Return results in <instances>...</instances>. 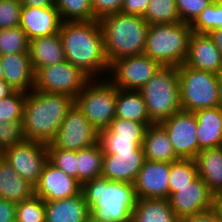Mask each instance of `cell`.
Wrapping results in <instances>:
<instances>
[{
    "label": "cell",
    "instance_id": "6da1fadb",
    "mask_svg": "<svg viewBox=\"0 0 222 222\" xmlns=\"http://www.w3.org/2000/svg\"><path fill=\"white\" fill-rule=\"evenodd\" d=\"M59 34L68 62L91 79H100V75L101 79L107 78L110 65L99 21L62 22Z\"/></svg>",
    "mask_w": 222,
    "mask_h": 222
},
{
    "label": "cell",
    "instance_id": "7a4b0ae2",
    "mask_svg": "<svg viewBox=\"0 0 222 222\" xmlns=\"http://www.w3.org/2000/svg\"><path fill=\"white\" fill-rule=\"evenodd\" d=\"M75 99L64 94L32 90L26 93L23 131L26 140L51 143Z\"/></svg>",
    "mask_w": 222,
    "mask_h": 222
},
{
    "label": "cell",
    "instance_id": "3957f363",
    "mask_svg": "<svg viewBox=\"0 0 222 222\" xmlns=\"http://www.w3.org/2000/svg\"><path fill=\"white\" fill-rule=\"evenodd\" d=\"M90 216L101 222H132L138 196L134 184L96 177L82 185Z\"/></svg>",
    "mask_w": 222,
    "mask_h": 222
},
{
    "label": "cell",
    "instance_id": "277c9868",
    "mask_svg": "<svg viewBox=\"0 0 222 222\" xmlns=\"http://www.w3.org/2000/svg\"><path fill=\"white\" fill-rule=\"evenodd\" d=\"M99 22L109 65L123 57L143 54L149 28L143 17L115 13L103 17Z\"/></svg>",
    "mask_w": 222,
    "mask_h": 222
},
{
    "label": "cell",
    "instance_id": "5b68a950",
    "mask_svg": "<svg viewBox=\"0 0 222 222\" xmlns=\"http://www.w3.org/2000/svg\"><path fill=\"white\" fill-rule=\"evenodd\" d=\"M191 33L190 24L181 21L149 25L143 54L161 66L178 67L186 60Z\"/></svg>",
    "mask_w": 222,
    "mask_h": 222
},
{
    "label": "cell",
    "instance_id": "8992f818",
    "mask_svg": "<svg viewBox=\"0 0 222 222\" xmlns=\"http://www.w3.org/2000/svg\"><path fill=\"white\" fill-rule=\"evenodd\" d=\"M139 91L153 123H162L181 111L177 67L161 66Z\"/></svg>",
    "mask_w": 222,
    "mask_h": 222
},
{
    "label": "cell",
    "instance_id": "52a82bcc",
    "mask_svg": "<svg viewBox=\"0 0 222 222\" xmlns=\"http://www.w3.org/2000/svg\"><path fill=\"white\" fill-rule=\"evenodd\" d=\"M177 69L182 111L195 112L218 107V75L194 69L186 64L179 65Z\"/></svg>",
    "mask_w": 222,
    "mask_h": 222
},
{
    "label": "cell",
    "instance_id": "ba28073f",
    "mask_svg": "<svg viewBox=\"0 0 222 222\" xmlns=\"http://www.w3.org/2000/svg\"><path fill=\"white\" fill-rule=\"evenodd\" d=\"M117 88L107 79H91L78 94L75 105L98 130L107 129L115 118Z\"/></svg>",
    "mask_w": 222,
    "mask_h": 222
},
{
    "label": "cell",
    "instance_id": "9c48e42d",
    "mask_svg": "<svg viewBox=\"0 0 222 222\" xmlns=\"http://www.w3.org/2000/svg\"><path fill=\"white\" fill-rule=\"evenodd\" d=\"M91 78L67 60L39 68L35 72L34 90L68 95L74 99Z\"/></svg>",
    "mask_w": 222,
    "mask_h": 222
},
{
    "label": "cell",
    "instance_id": "30bf717a",
    "mask_svg": "<svg viewBox=\"0 0 222 222\" xmlns=\"http://www.w3.org/2000/svg\"><path fill=\"white\" fill-rule=\"evenodd\" d=\"M160 67L145 54L123 57L110 65L107 79L118 89L139 91Z\"/></svg>",
    "mask_w": 222,
    "mask_h": 222
},
{
    "label": "cell",
    "instance_id": "8fae6325",
    "mask_svg": "<svg viewBox=\"0 0 222 222\" xmlns=\"http://www.w3.org/2000/svg\"><path fill=\"white\" fill-rule=\"evenodd\" d=\"M22 178L35 186L48 161L47 144L24 140L0 154Z\"/></svg>",
    "mask_w": 222,
    "mask_h": 222
},
{
    "label": "cell",
    "instance_id": "7c38bea8",
    "mask_svg": "<svg viewBox=\"0 0 222 222\" xmlns=\"http://www.w3.org/2000/svg\"><path fill=\"white\" fill-rule=\"evenodd\" d=\"M99 131L74 105L60 124L56 137L51 142L55 148L78 151L98 143Z\"/></svg>",
    "mask_w": 222,
    "mask_h": 222
},
{
    "label": "cell",
    "instance_id": "4fadbf2b",
    "mask_svg": "<svg viewBox=\"0 0 222 222\" xmlns=\"http://www.w3.org/2000/svg\"><path fill=\"white\" fill-rule=\"evenodd\" d=\"M160 124L166 129L176 155L183 159H195L201 149L198 146L194 112L181 110Z\"/></svg>",
    "mask_w": 222,
    "mask_h": 222
},
{
    "label": "cell",
    "instance_id": "5bb4252c",
    "mask_svg": "<svg viewBox=\"0 0 222 222\" xmlns=\"http://www.w3.org/2000/svg\"><path fill=\"white\" fill-rule=\"evenodd\" d=\"M215 195L198 176L184 187H175L168 201L176 217L182 222L187 217L214 207Z\"/></svg>",
    "mask_w": 222,
    "mask_h": 222
},
{
    "label": "cell",
    "instance_id": "9a60e30c",
    "mask_svg": "<svg viewBox=\"0 0 222 222\" xmlns=\"http://www.w3.org/2000/svg\"><path fill=\"white\" fill-rule=\"evenodd\" d=\"M81 189L82 185L78 180L64 173L49 160L34 186L35 196L44 201L70 198L79 195Z\"/></svg>",
    "mask_w": 222,
    "mask_h": 222
},
{
    "label": "cell",
    "instance_id": "2e32d148",
    "mask_svg": "<svg viewBox=\"0 0 222 222\" xmlns=\"http://www.w3.org/2000/svg\"><path fill=\"white\" fill-rule=\"evenodd\" d=\"M171 162L145 160L134 187L138 198L168 199Z\"/></svg>",
    "mask_w": 222,
    "mask_h": 222
},
{
    "label": "cell",
    "instance_id": "e0dca14e",
    "mask_svg": "<svg viewBox=\"0 0 222 222\" xmlns=\"http://www.w3.org/2000/svg\"><path fill=\"white\" fill-rule=\"evenodd\" d=\"M144 162L143 147H137L132 151L110 152L103 155L101 176L110 181L134 184Z\"/></svg>",
    "mask_w": 222,
    "mask_h": 222
},
{
    "label": "cell",
    "instance_id": "ac0fdd59",
    "mask_svg": "<svg viewBox=\"0 0 222 222\" xmlns=\"http://www.w3.org/2000/svg\"><path fill=\"white\" fill-rule=\"evenodd\" d=\"M62 20L54 6H22L19 27L29 40L59 33Z\"/></svg>",
    "mask_w": 222,
    "mask_h": 222
},
{
    "label": "cell",
    "instance_id": "d6986e66",
    "mask_svg": "<svg viewBox=\"0 0 222 222\" xmlns=\"http://www.w3.org/2000/svg\"><path fill=\"white\" fill-rule=\"evenodd\" d=\"M184 64L219 75L222 72V55L209 34L192 32Z\"/></svg>",
    "mask_w": 222,
    "mask_h": 222
},
{
    "label": "cell",
    "instance_id": "ffe728a7",
    "mask_svg": "<svg viewBox=\"0 0 222 222\" xmlns=\"http://www.w3.org/2000/svg\"><path fill=\"white\" fill-rule=\"evenodd\" d=\"M5 80L15 91L28 93L34 90L35 72L29 53L0 56Z\"/></svg>",
    "mask_w": 222,
    "mask_h": 222
},
{
    "label": "cell",
    "instance_id": "44dd1931",
    "mask_svg": "<svg viewBox=\"0 0 222 222\" xmlns=\"http://www.w3.org/2000/svg\"><path fill=\"white\" fill-rule=\"evenodd\" d=\"M28 53L34 72L39 68L66 61L59 33L31 39Z\"/></svg>",
    "mask_w": 222,
    "mask_h": 222
},
{
    "label": "cell",
    "instance_id": "7402d4cb",
    "mask_svg": "<svg viewBox=\"0 0 222 222\" xmlns=\"http://www.w3.org/2000/svg\"><path fill=\"white\" fill-rule=\"evenodd\" d=\"M89 211L81 192L70 198L45 201V222H85Z\"/></svg>",
    "mask_w": 222,
    "mask_h": 222
},
{
    "label": "cell",
    "instance_id": "603a6c76",
    "mask_svg": "<svg viewBox=\"0 0 222 222\" xmlns=\"http://www.w3.org/2000/svg\"><path fill=\"white\" fill-rule=\"evenodd\" d=\"M197 120L196 135L199 148L222 147V110L219 107L194 112Z\"/></svg>",
    "mask_w": 222,
    "mask_h": 222
},
{
    "label": "cell",
    "instance_id": "cb8c5ba5",
    "mask_svg": "<svg viewBox=\"0 0 222 222\" xmlns=\"http://www.w3.org/2000/svg\"><path fill=\"white\" fill-rule=\"evenodd\" d=\"M34 195V185L19 176L0 155V198L17 204L31 199Z\"/></svg>",
    "mask_w": 222,
    "mask_h": 222
},
{
    "label": "cell",
    "instance_id": "d4e9b609",
    "mask_svg": "<svg viewBox=\"0 0 222 222\" xmlns=\"http://www.w3.org/2000/svg\"><path fill=\"white\" fill-rule=\"evenodd\" d=\"M143 150L147 161L173 162L180 159L174 152L166 129L160 123H154L147 127Z\"/></svg>",
    "mask_w": 222,
    "mask_h": 222
},
{
    "label": "cell",
    "instance_id": "484cf974",
    "mask_svg": "<svg viewBox=\"0 0 222 222\" xmlns=\"http://www.w3.org/2000/svg\"><path fill=\"white\" fill-rule=\"evenodd\" d=\"M198 176L216 196L222 194V147L202 149L195 157Z\"/></svg>",
    "mask_w": 222,
    "mask_h": 222
},
{
    "label": "cell",
    "instance_id": "4316f807",
    "mask_svg": "<svg viewBox=\"0 0 222 222\" xmlns=\"http://www.w3.org/2000/svg\"><path fill=\"white\" fill-rule=\"evenodd\" d=\"M115 117L142 124H154L148 115L142 94L135 90L117 88Z\"/></svg>",
    "mask_w": 222,
    "mask_h": 222
},
{
    "label": "cell",
    "instance_id": "83f0119b",
    "mask_svg": "<svg viewBox=\"0 0 222 222\" xmlns=\"http://www.w3.org/2000/svg\"><path fill=\"white\" fill-rule=\"evenodd\" d=\"M132 222H181L168 199L138 198L132 214Z\"/></svg>",
    "mask_w": 222,
    "mask_h": 222
},
{
    "label": "cell",
    "instance_id": "f1b7e54d",
    "mask_svg": "<svg viewBox=\"0 0 222 222\" xmlns=\"http://www.w3.org/2000/svg\"><path fill=\"white\" fill-rule=\"evenodd\" d=\"M77 154V180L83 185L102 175L103 155L100 143L80 149Z\"/></svg>",
    "mask_w": 222,
    "mask_h": 222
},
{
    "label": "cell",
    "instance_id": "f546056e",
    "mask_svg": "<svg viewBox=\"0 0 222 222\" xmlns=\"http://www.w3.org/2000/svg\"><path fill=\"white\" fill-rule=\"evenodd\" d=\"M149 125L151 124H142L115 117L109 127L103 131L115 141L143 144L145 132Z\"/></svg>",
    "mask_w": 222,
    "mask_h": 222
},
{
    "label": "cell",
    "instance_id": "4dcf8cb0",
    "mask_svg": "<svg viewBox=\"0 0 222 222\" xmlns=\"http://www.w3.org/2000/svg\"><path fill=\"white\" fill-rule=\"evenodd\" d=\"M62 22L94 21L90 0H54Z\"/></svg>",
    "mask_w": 222,
    "mask_h": 222
},
{
    "label": "cell",
    "instance_id": "1f68e13d",
    "mask_svg": "<svg viewBox=\"0 0 222 222\" xmlns=\"http://www.w3.org/2000/svg\"><path fill=\"white\" fill-rule=\"evenodd\" d=\"M143 18L149 25L180 22L176 0H150Z\"/></svg>",
    "mask_w": 222,
    "mask_h": 222
},
{
    "label": "cell",
    "instance_id": "d6a6232c",
    "mask_svg": "<svg viewBox=\"0 0 222 222\" xmlns=\"http://www.w3.org/2000/svg\"><path fill=\"white\" fill-rule=\"evenodd\" d=\"M192 32L209 34L222 28V0H214L190 24Z\"/></svg>",
    "mask_w": 222,
    "mask_h": 222
},
{
    "label": "cell",
    "instance_id": "836d02e7",
    "mask_svg": "<svg viewBox=\"0 0 222 222\" xmlns=\"http://www.w3.org/2000/svg\"><path fill=\"white\" fill-rule=\"evenodd\" d=\"M198 177L195 159H183L171 162L169 175V195L175 193V187L189 185Z\"/></svg>",
    "mask_w": 222,
    "mask_h": 222
},
{
    "label": "cell",
    "instance_id": "e575fe53",
    "mask_svg": "<svg viewBox=\"0 0 222 222\" xmlns=\"http://www.w3.org/2000/svg\"><path fill=\"white\" fill-rule=\"evenodd\" d=\"M29 43L26 33L19 26L0 29V56L28 53Z\"/></svg>",
    "mask_w": 222,
    "mask_h": 222
},
{
    "label": "cell",
    "instance_id": "d590c367",
    "mask_svg": "<svg viewBox=\"0 0 222 222\" xmlns=\"http://www.w3.org/2000/svg\"><path fill=\"white\" fill-rule=\"evenodd\" d=\"M26 93L14 91L11 95L0 98V121H23Z\"/></svg>",
    "mask_w": 222,
    "mask_h": 222
},
{
    "label": "cell",
    "instance_id": "8d00e7d4",
    "mask_svg": "<svg viewBox=\"0 0 222 222\" xmlns=\"http://www.w3.org/2000/svg\"><path fill=\"white\" fill-rule=\"evenodd\" d=\"M16 222H45V201L37 196L16 204Z\"/></svg>",
    "mask_w": 222,
    "mask_h": 222
},
{
    "label": "cell",
    "instance_id": "74e56055",
    "mask_svg": "<svg viewBox=\"0 0 222 222\" xmlns=\"http://www.w3.org/2000/svg\"><path fill=\"white\" fill-rule=\"evenodd\" d=\"M48 160L67 175L77 180V154L76 151L55 148L47 144Z\"/></svg>",
    "mask_w": 222,
    "mask_h": 222
},
{
    "label": "cell",
    "instance_id": "f35d334b",
    "mask_svg": "<svg viewBox=\"0 0 222 222\" xmlns=\"http://www.w3.org/2000/svg\"><path fill=\"white\" fill-rule=\"evenodd\" d=\"M26 140L23 121H0V154L7 148Z\"/></svg>",
    "mask_w": 222,
    "mask_h": 222
},
{
    "label": "cell",
    "instance_id": "ab89813d",
    "mask_svg": "<svg viewBox=\"0 0 222 222\" xmlns=\"http://www.w3.org/2000/svg\"><path fill=\"white\" fill-rule=\"evenodd\" d=\"M21 9V0H0V29L18 27Z\"/></svg>",
    "mask_w": 222,
    "mask_h": 222
},
{
    "label": "cell",
    "instance_id": "60d3db41",
    "mask_svg": "<svg viewBox=\"0 0 222 222\" xmlns=\"http://www.w3.org/2000/svg\"><path fill=\"white\" fill-rule=\"evenodd\" d=\"M214 0H176L180 21L191 24Z\"/></svg>",
    "mask_w": 222,
    "mask_h": 222
},
{
    "label": "cell",
    "instance_id": "b9f144b4",
    "mask_svg": "<svg viewBox=\"0 0 222 222\" xmlns=\"http://www.w3.org/2000/svg\"><path fill=\"white\" fill-rule=\"evenodd\" d=\"M94 20L100 21L103 17L121 13L123 0H90Z\"/></svg>",
    "mask_w": 222,
    "mask_h": 222
},
{
    "label": "cell",
    "instance_id": "7bdbcfd3",
    "mask_svg": "<svg viewBox=\"0 0 222 222\" xmlns=\"http://www.w3.org/2000/svg\"><path fill=\"white\" fill-rule=\"evenodd\" d=\"M98 142L101 145L104 154H109L110 152H124L132 151L137 147H143V144H133L131 142L115 141L110 136H108L103 130L99 131Z\"/></svg>",
    "mask_w": 222,
    "mask_h": 222
},
{
    "label": "cell",
    "instance_id": "ee69618b",
    "mask_svg": "<svg viewBox=\"0 0 222 222\" xmlns=\"http://www.w3.org/2000/svg\"><path fill=\"white\" fill-rule=\"evenodd\" d=\"M150 0H123L121 13L143 17Z\"/></svg>",
    "mask_w": 222,
    "mask_h": 222
},
{
    "label": "cell",
    "instance_id": "f6af8a7d",
    "mask_svg": "<svg viewBox=\"0 0 222 222\" xmlns=\"http://www.w3.org/2000/svg\"><path fill=\"white\" fill-rule=\"evenodd\" d=\"M16 204L0 198V222H16Z\"/></svg>",
    "mask_w": 222,
    "mask_h": 222
},
{
    "label": "cell",
    "instance_id": "bcb514c9",
    "mask_svg": "<svg viewBox=\"0 0 222 222\" xmlns=\"http://www.w3.org/2000/svg\"><path fill=\"white\" fill-rule=\"evenodd\" d=\"M182 222H219V216L216 209L213 207L206 211H202L191 215Z\"/></svg>",
    "mask_w": 222,
    "mask_h": 222
},
{
    "label": "cell",
    "instance_id": "7dc6e473",
    "mask_svg": "<svg viewBox=\"0 0 222 222\" xmlns=\"http://www.w3.org/2000/svg\"><path fill=\"white\" fill-rule=\"evenodd\" d=\"M22 6L49 7L54 6V0H21Z\"/></svg>",
    "mask_w": 222,
    "mask_h": 222
},
{
    "label": "cell",
    "instance_id": "c3c4849f",
    "mask_svg": "<svg viewBox=\"0 0 222 222\" xmlns=\"http://www.w3.org/2000/svg\"><path fill=\"white\" fill-rule=\"evenodd\" d=\"M209 36L212 38L214 44L222 55V28L211 31Z\"/></svg>",
    "mask_w": 222,
    "mask_h": 222
},
{
    "label": "cell",
    "instance_id": "681fc988",
    "mask_svg": "<svg viewBox=\"0 0 222 222\" xmlns=\"http://www.w3.org/2000/svg\"><path fill=\"white\" fill-rule=\"evenodd\" d=\"M14 91L15 90L5 80H0V98H5Z\"/></svg>",
    "mask_w": 222,
    "mask_h": 222
},
{
    "label": "cell",
    "instance_id": "f907efd6",
    "mask_svg": "<svg viewBox=\"0 0 222 222\" xmlns=\"http://www.w3.org/2000/svg\"><path fill=\"white\" fill-rule=\"evenodd\" d=\"M214 208L219 216V221L222 222V194L216 195L214 198Z\"/></svg>",
    "mask_w": 222,
    "mask_h": 222
},
{
    "label": "cell",
    "instance_id": "816d5d0a",
    "mask_svg": "<svg viewBox=\"0 0 222 222\" xmlns=\"http://www.w3.org/2000/svg\"><path fill=\"white\" fill-rule=\"evenodd\" d=\"M219 102L218 107L222 110V72L218 75Z\"/></svg>",
    "mask_w": 222,
    "mask_h": 222
},
{
    "label": "cell",
    "instance_id": "f5cc1de1",
    "mask_svg": "<svg viewBox=\"0 0 222 222\" xmlns=\"http://www.w3.org/2000/svg\"><path fill=\"white\" fill-rule=\"evenodd\" d=\"M3 78H4V72H3L2 63H1V60H0V80H3Z\"/></svg>",
    "mask_w": 222,
    "mask_h": 222
},
{
    "label": "cell",
    "instance_id": "db71d44e",
    "mask_svg": "<svg viewBox=\"0 0 222 222\" xmlns=\"http://www.w3.org/2000/svg\"><path fill=\"white\" fill-rule=\"evenodd\" d=\"M85 222H101V221H97L96 219H93L91 216H89Z\"/></svg>",
    "mask_w": 222,
    "mask_h": 222
}]
</instances>
